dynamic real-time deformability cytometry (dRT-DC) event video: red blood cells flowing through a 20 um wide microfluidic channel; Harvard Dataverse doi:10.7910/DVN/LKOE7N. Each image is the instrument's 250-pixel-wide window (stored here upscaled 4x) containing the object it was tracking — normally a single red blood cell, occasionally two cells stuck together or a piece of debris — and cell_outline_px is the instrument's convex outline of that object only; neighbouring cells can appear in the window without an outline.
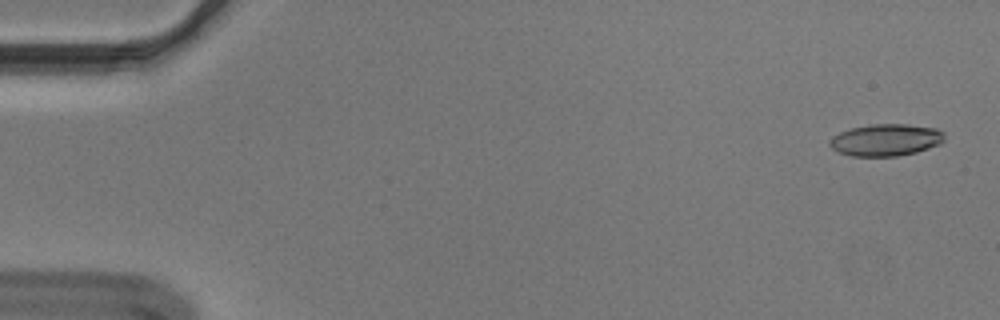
{"species": "Egyptian fruit bat (a non-hibernating species)", "species_latin": "Rousettus aegyptiacus", "temperature_condition": "cold", "stored_images_in_passage": 16, "camera_frame_rate_fps": 3000, "um_per_image_px": 0.085, "animal": {"sex": "male"}, "frame": {"image": 1, "passage_image": 2, "time_ms": 0.333, "image_size_px": [1000, 320], "cell_outline_px": [[944, 140], [940, 144], [916, 152], [896, 156], [852, 156], [836, 152], [828, 144], [828, 140], [832, 136], [840, 132], [852, 128], [872, 124], [908, 124], [936, 128], [944, 132]], "centroid_in_image_um": [75.27, 11.89], "position_along_channel_um": 9.7, "area_um2": 21.5}}
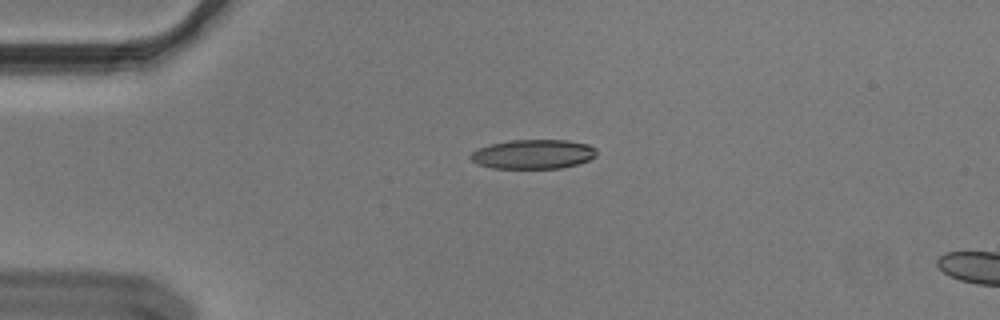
{"frame": {"image": 2, "passage_image": 13, "time_ms": 4.0, "image_size_px": [1000, 320], "cell_outline_px": [[596, 156], [588, 160], [576, 164], [560, 168], [492, 168], [480, 164], [472, 160], [468, 156], [476, 148], [492, 144], [512, 140], [568, 140], [588, 144], [596, 148]], "centroid_in_image_um": [45.32, 13.1], "position_along_channel_um": 39.7, "area_um2": 21.44}}